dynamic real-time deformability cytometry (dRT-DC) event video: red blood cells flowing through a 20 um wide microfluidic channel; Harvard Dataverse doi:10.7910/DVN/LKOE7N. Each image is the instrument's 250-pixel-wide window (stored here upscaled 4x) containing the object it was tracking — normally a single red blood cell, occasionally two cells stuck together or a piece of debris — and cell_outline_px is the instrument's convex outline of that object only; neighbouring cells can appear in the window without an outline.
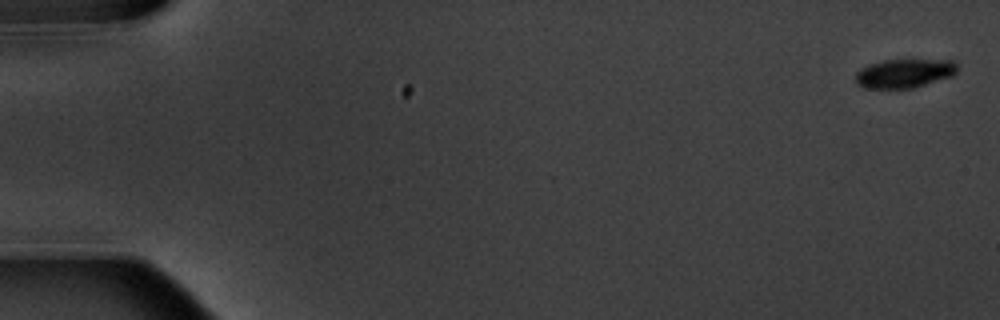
{"species": "common noctule bat (a hibernating species)", "species_latin": "Nyctalus noctula", "temperature_condition": "warm", "stored_images_in_passage": 7, "camera_frame_rate_fps": 3000, "um_per_image_px": 0.085, "animal": {"sex": "male", "body_mass_g": 20.1, "forearm_length_mm": 53.5}, "frame": {"image": 1, "passage_image": 1, "time_ms": 0.0, "image_size_px": [1000, 320], "cell_outline_px": [[956, 72], [952, 76], [912, 88], [864, 88], [856, 84], [856, 72], [860, 68], [868, 64], [884, 60], [952, 60], [956, 64]], "centroid_in_image_um": [76.82, 6.23], "position_along_channel_um": 8.2, "area_um2": 17.05}}
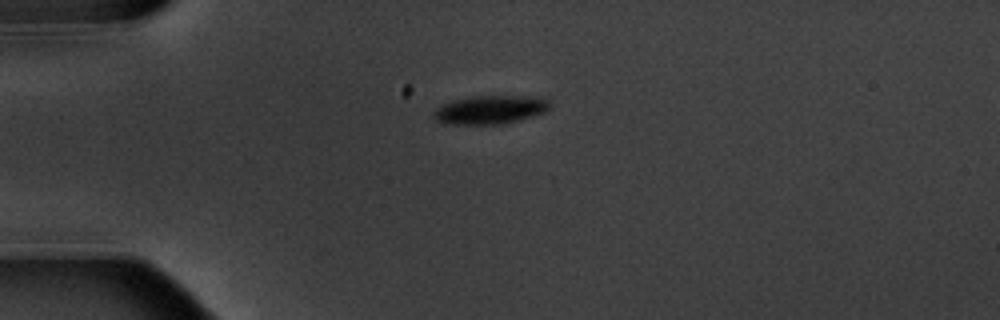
{"frame": {"image": 2, "passage_image": 5, "time_ms": 4.667, "image_size_px": [1000, 320], "cell_outline_px": [[552, 104], [544, 112], [520, 120], [504, 124], [440, 124], [432, 116], [432, 112], [436, 108], [452, 100], [472, 96], [544, 96]], "centroid_in_image_um": [41.66, 9.32], "position_along_channel_um": 43.3, "area_um2": 19.65}}